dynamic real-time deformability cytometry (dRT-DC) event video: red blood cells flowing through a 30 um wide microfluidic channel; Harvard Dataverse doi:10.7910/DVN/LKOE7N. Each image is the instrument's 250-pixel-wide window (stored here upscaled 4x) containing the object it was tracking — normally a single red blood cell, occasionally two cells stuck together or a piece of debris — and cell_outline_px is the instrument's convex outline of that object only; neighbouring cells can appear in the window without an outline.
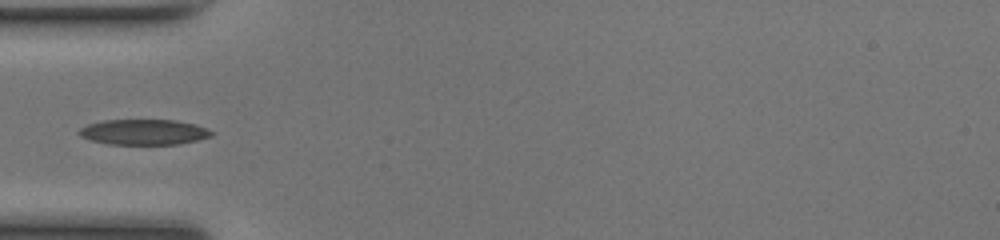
{"species": "common noctule bat (a hibernating species)", "species_latin": "Nyctalus noctula", "temperature_condition": "room temperature", "stored_images_in_passage": 34, "camera_frame_rate_fps": 3000, "um_per_image_px": 0.085, "animal": {"sex": "female", "body_mass_g": 17.0, "forearm_length_mm": 48.0}, "frame": {"image": 1, "passage_image": 1, "time_ms": 0.0, "image_size_px": [1000, 240], "cell_outline_px": [[216, 132], [212, 136], [180, 144], [108, 144], [92, 140], [80, 136], [76, 132], [80, 128], [88, 124], [104, 120], [176, 120], [196, 124]], "centroid_in_image_um": [12.24, 11.22], "position_along_channel_um": 72.8, "area_um2": 19.71}}
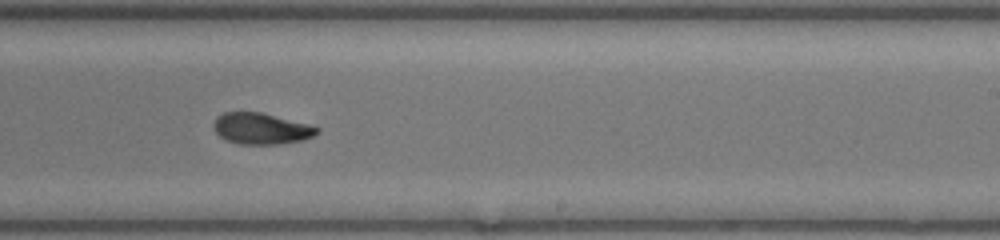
{"frame": {"image": 2, "passage_image": 15, "time_ms": 4.667, "image_size_px": [1000, 240], "cell_outline_px": [[320, 132], [312, 136], [300, 140], [280, 144], [236, 144], [224, 140], [216, 132], [212, 124], [216, 116], [224, 112], [260, 112], [320, 128]], "centroid_in_image_um": [22.13, 10.94], "position_along_channel_um": 266.9, "area_um2": 18.67}}
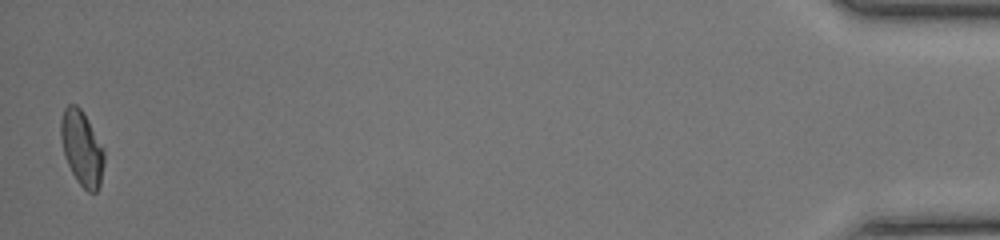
{"frame": {"image": 3, "passage_image": 34, "time_ms": 11.0, "image_size_px": [1000, 240], "cell_outline_px": [[104, 164], [100, 184], [96, 192], [88, 192], [80, 184], [72, 172], [68, 164], [64, 152], [60, 136], [60, 120], [64, 108], [68, 104], [76, 104], [80, 108], [88, 120], [104, 148]], "centroid_in_image_um": [6.96, 12.57], "position_along_channel_um": 428.2, "area_um2": 18.79}}